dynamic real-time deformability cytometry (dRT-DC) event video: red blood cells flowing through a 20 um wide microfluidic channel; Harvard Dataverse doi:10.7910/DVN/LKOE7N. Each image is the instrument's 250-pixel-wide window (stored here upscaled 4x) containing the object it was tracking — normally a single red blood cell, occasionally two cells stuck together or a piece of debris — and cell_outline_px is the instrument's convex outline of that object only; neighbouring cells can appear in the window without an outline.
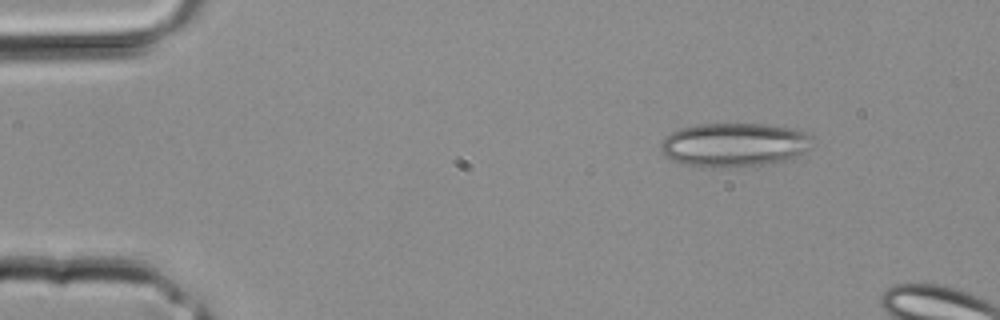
{"species": "common noctule bat (a hibernating species)", "species_latin": "Nyctalus noctula", "temperature_condition": "room temperature", "stored_images_in_passage": 4, "camera_frame_rate_fps": 3000, "um_per_image_px": 0.085, "animal": {"sex": "male", "body_mass_g": 20.4}, "frame": {"image": 1, "passage_image": 4, "time_ms": 1.0, "image_size_px": [1000, 320], "cell_outline_px": [[812, 148], [796, 156], [784, 160], [760, 164], [732, 168], [700, 168], [684, 164], [672, 160], [664, 156], [660, 148], [660, 144], [664, 136], [680, 128], [696, 124], [768, 124], [796, 128], [812, 136]], "centroid_in_image_um": [62.38, 12.31], "position_along_channel_um": 22.6, "area_um2": 39.42}}